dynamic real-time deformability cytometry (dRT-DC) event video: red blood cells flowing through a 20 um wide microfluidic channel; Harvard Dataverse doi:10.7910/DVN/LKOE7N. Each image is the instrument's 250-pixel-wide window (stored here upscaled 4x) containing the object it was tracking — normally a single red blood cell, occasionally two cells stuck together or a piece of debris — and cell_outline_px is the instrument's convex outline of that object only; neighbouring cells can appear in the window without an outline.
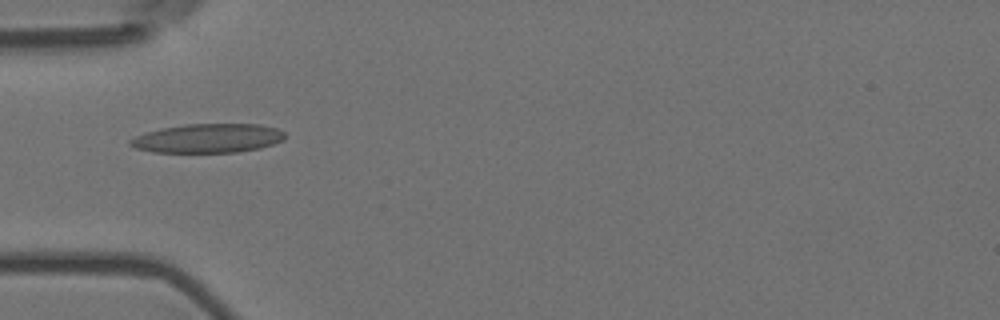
{"species": "Egyptian fruit bat (a non-hibernating species)", "species_latin": "Rousettus aegyptiacus", "temperature_condition": "room temperature", "stored_images_in_passage": 6, "camera_frame_rate_fps": 3000, "um_per_image_px": 0.085, "animal": {"sex": "female"}, "frame": {"image": 1, "passage_image": 5, "time_ms": 1.333, "image_size_px": [1000, 320], "cell_outline_px": [[284, 140], [260, 148], [236, 152], [152, 152], [136, 148], [128, 144], [128, 140], [136, 136], [160, 128], [184, 124], [260, 124], [276, 128], [284, 132]], "centroid_in_image_um": [17.66, 11.75], "position_along_channel_um": 67.3, "area_um2": 26.13}}
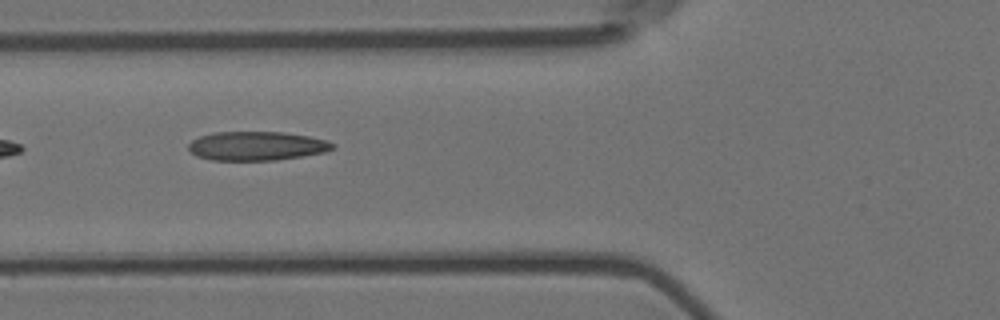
{"frame": {"image": 2, "passage_image": 6, "time_ms": 1.667, "image_size_px": [1000, 320], "cell_outline_px": [[336, 144], [332, 148], [324, 152], [276, 160], [212, 160], [196, 156], [188, 148], [188, 144], [192, 140], [200, 136], [212, 132], [280, 132], [308, 136], [328, 140]], "centroid_in_image_um": [21.79, 12.4], "position_along_channel_um": 104.0, "area_um2": 24.22}}